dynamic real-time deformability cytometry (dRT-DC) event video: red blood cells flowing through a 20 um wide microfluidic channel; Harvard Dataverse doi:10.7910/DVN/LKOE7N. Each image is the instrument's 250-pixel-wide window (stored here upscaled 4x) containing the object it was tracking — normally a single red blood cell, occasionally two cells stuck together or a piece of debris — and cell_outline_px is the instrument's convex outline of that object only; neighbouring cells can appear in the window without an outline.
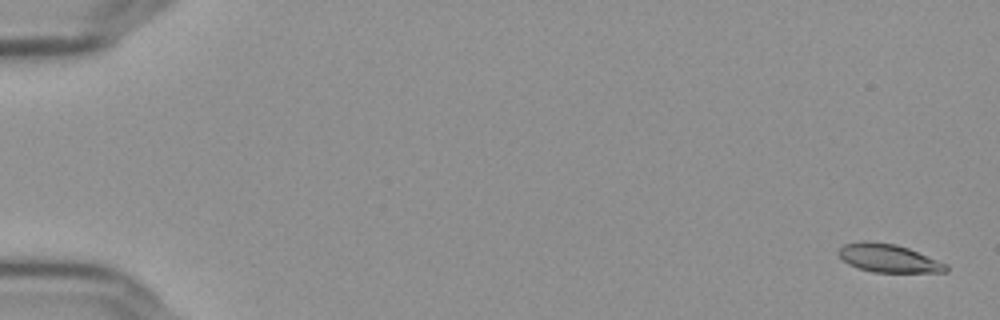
{"species": "Egyptian fruit bat (a non-hibernating species)", "species_latin": "Rousettus aegyptiacus", "temperature_condition": "cold", "stored_images_in_passage": 57, "camera_frame_rate_fps": 3000, "um_per_image_px": 0.085, "frame": {"image": 1, "passage_image": 2, "time_ms": 0.333, "image_size_px": [1000, 320], "cell_outline_px": [[948, 272], [872, 272], [848, 264], [836, 252], [844, 244], [860, 240], [868, 240], [896, 244], [908, 248], [948, 264]], "centroid_in_image_um": [75.51, 21.93], "position_along_channel_um": 9.5, "area_um2": 17.74}}
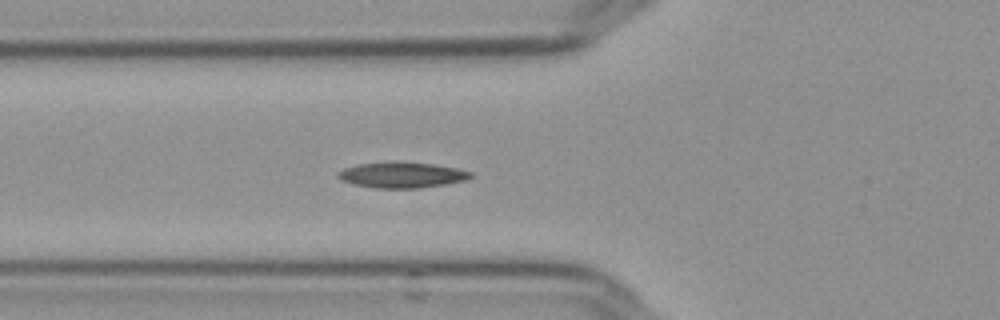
{"frame": {"image": 2, "passage_image": 22, "time_ms": 7.0, "image_size_px": [1000, 320], "cell_outline_px": [[472, 176], [464, 180], [444, 184], [420, 188], [376, 188], [352, 184], [340, 180], [336, 176], [336, 172], [344, 168], [360, 164], [396, 160], [432, 164], [456, 168], [472, 172]], "centroid_in_image_um": [34.09, 14.86], "position_along_channel_um": 91.7, "area_um2": 20.06}}
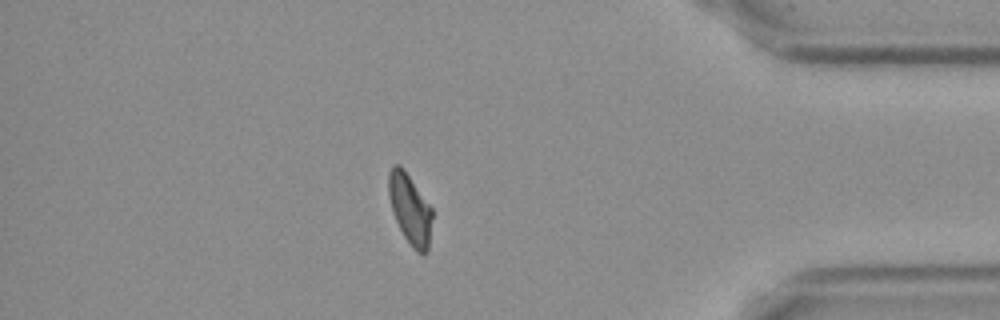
{"frame": {"image": 3, "passage_image": 50, "time_ms": 16.333, "image_size_px": [1000, 320], "cell_outline_px": [[432, 216], [428, 252], [424, 256], [416, 252], [412, 248], [404, 236], [392, 212], [388, 192], [388, 172], [392, 164], [400, 164], [432, 208]], "centroid_in_image_um": [34.84, 17.79], "position_along_channel_um": 400.4, "area_um2": 17.92}, "authors_computed_cell_mechanics": {"area_um2": 18.4382, "velocity_mm_per_s": 3.6232, "shape_relaxation_time_tau1_ms": 9.6837, "shape_relaxation_time_tau2_ms": 2.0972, "deformation_change_tau1": 0.2098, "deformation_change_tau2": 0.0797}}